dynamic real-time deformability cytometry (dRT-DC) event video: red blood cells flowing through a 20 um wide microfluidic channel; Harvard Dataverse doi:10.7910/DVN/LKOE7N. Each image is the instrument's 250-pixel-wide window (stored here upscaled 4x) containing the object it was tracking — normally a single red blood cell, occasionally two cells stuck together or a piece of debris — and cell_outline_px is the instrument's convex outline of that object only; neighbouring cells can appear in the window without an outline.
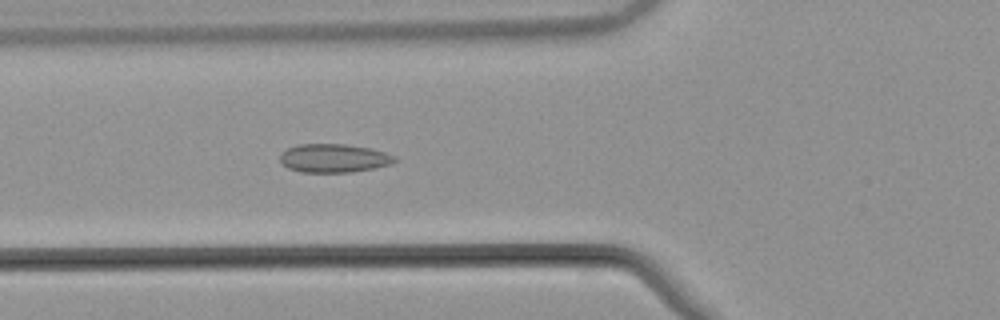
{"species": "common noctule bat (a hibernating species)", "species_latin": "Nyctalus noctula", "temperature_condition": "warm", "stored_images_in_passage": 54, "camera_frame_rate_fps": 3000, "um_per_image_px": 0.085, "animal": {"sex": "male", "body_mass_g": 21.5, "forearm_length_mm": 52.0}, "frame": {"image": 1, "passage_image": 21, "time_ms": 6.667, "image_size_px": [1000, 320], "cell_outline_px": [[400, 160], [392, 164], [352, 172], [300, 172], [288, 168], [280, 160], [280, 156], [288, 148], [296, 144], [344, 144], [372, 148], [396, 156]], "centroid_in_image_um": [28.42, 13.44], "position_along_channel_um": 97.4, "area_um2": 19.13}}
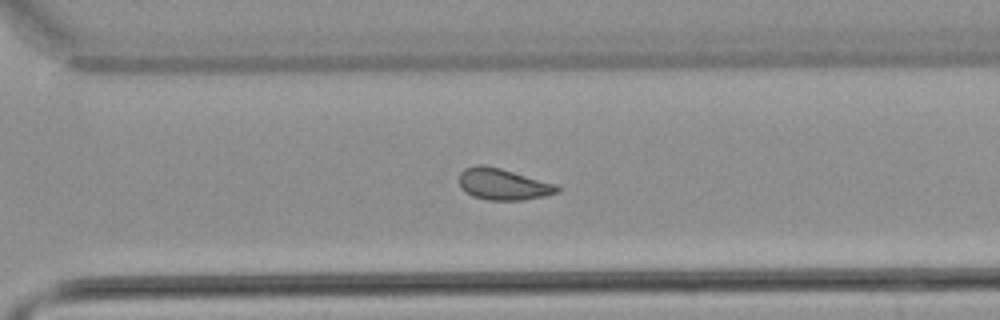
{"frame": {"image": 2, "passage_image": 39, "time_ms": 12.667, "image_size_px": [1000, 320], "cell_outline_px": [[560, 192], [544, 196], [524, 200], [484, 200], [472, 196], [464, 192], [460, 188], [460, 172], [464, 168], [476, 164], [484, 164], [500, 168], [556, 184], [560, 188]], "centroid_in_image_um": [42.73, 15.66], "position_along_channel_um": 327.9, "area_um2": 18.15}}
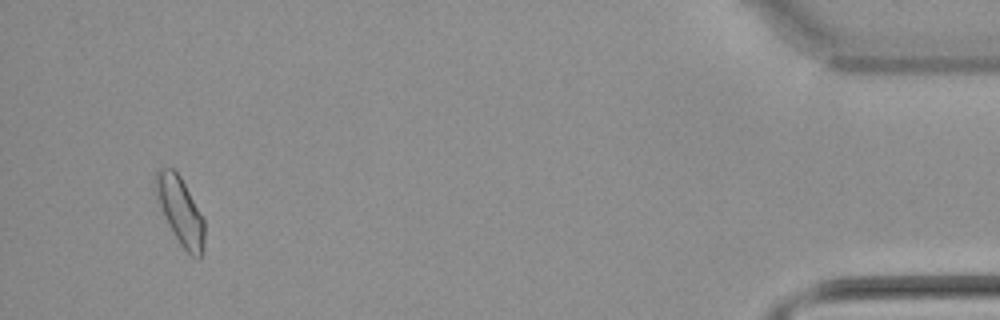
{"frame": {"image": 3, "passage_image": 52, "time_ms": 17.0, "image_size_px": [1000, 320], "cell_outline_px": [[204, 244], [200, 260], [192, 256], [180, 244], [168, 224], [164, 216], [152, 188], [152, 180], [156, 168], [172, 168], [180, 176], [204, 220]], "centroid_in_image_um": [15.26, 17.88], "position_along_channel_um": 419.9, "area_um2": 19.31}, "authors_computed_cell_mechanics": {"area_um2": 18.3804, "velocity_mm_per_s": 3.8394, "shape_relaxation_time_tau1_ms": null, "shape_relaxation_time_tau2_ms": 2.36, "deformation_change_tau1": null, "deformation_change_tau2": 0.0683}}